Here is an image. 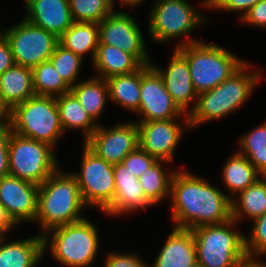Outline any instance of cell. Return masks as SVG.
Masks as SVG:
<instances>
[{"mask_svg": "<svg viewBox=\"0 0 266 267\" xmlns=\"http://www.w3.org/2000/svg\"><path fill=\"white\" fill-rule=\"evenodd\" d=\"M249 69L250 65L244 62L224 82L198 94L196 106L188 115L189 128L221 119L242 106L250 98L261 78V72H250Z\"/></svg>", "mask_w": 266, "mask_h": 267, "instance_id": "cell-3", "label": "cell"}, {"mask_svg": "<svg viewBox=\"0 0 266 267\" xmlns=\"http://www.w3.org/2000/svg\"><path fill=\"white\" fill-rule=\"evenodd\" d=\"M199 177V178H198ZM171 217L174 227L193 230L232 219V203L216 186L187 171H176L171 180Z\"/></svg>", "mask_w": 266, "mask_h": 267, "instance_id": "cell-1", "label": "cell"}, {"mask_svg": "<svg viewBox=\"0 0 266 267\" xmlns=\"http://www.w3.org/2000/svg\"><path fill=\"white\" fill-rule=\"evenodd\" d=\"M53 148L50 144L12 132L9 139L10 175L42 184L60 167Z\"/></svg>", "mask_w": 266, "mask_h": 267, "instance_id": "cell-9", "label": "cell"}, {"mask_svg": "<svg viewBox=\"0 0 266 267\" xmlns=\"http://www.w3.org/2000/svg\"><path fill=\"white\" fill-rule=\"evenodd\" d=\"M196 263L192 230L173 227L152 267H192Z\"/></svg>", "mask_w": 266, "mask_h": 267, "instance_id": "cell-20", "label": "cell"}, {"mask_svg": "<svg viewBox=\"0 0 266 267\" xmlns=\"http://www.w3.org/2000/svg\"><path fill=\"white\" fill-rule=\"evenodd\" d=\"M260 1L261 0H204L200 5L222 11H240L242 13L239 18L240 20L253 6Z\"/></svg>", "mask_w": 266, "mask_h": 267, "instance_id": "cell-37", "label": "cell"}, {"mask_svg": "<svg viewBox=\"0 0 266 267\" xmlns=\"http://www.w3.org/2000/svg\"><path fill=\"white\" fill-rule=\"evenodd\" d=\"M92 64L98 74L96 76L102 79L114 75L130 74L142 66L130 53L107 44H98Z\"/></svg>", "mask_w": 266, "mask_h": 267, "instance_id": "cell-23", "label": "cell"}, {"mask_svg": "<svg viewBox=\"0 0 266 267\" xmlns=\"http://www.w3.org/2000/svg\"><path fill=\"white\" fill-rule=\"evenodd\" d=\"M84 143L106 162L122 163L139 146V128L137 122L119 123L111 128L98 125Z\"/></svg>", "mask_w": 266, "mask_h": 267, "instance_id": "cell-14", "label": "cell"}, {"mask_svg": "<svg viewBox=\"0 0 266 267\" xmlns=\"http://www.w3.org/2000/svg\"><path fill=\"white\" fill-rule=\"evenodd\" d=\"M192 7L186 0H156L150 10L148 35L159 43L186 35L176 48L199 42L187 35L208 19Z\"/></svg>", "mask_w": 266, "mask_h": 267, "instance_id": "cell-8", "label": "cell"}, {"mask_svg": "<svg viewBox=\"0 0 266 267\" xmlns=\"http://www.w3.org/2000/svg\"><path fill=\"white\" fill-rule=\"evenodd\" d=\"M10 125L0 128V179L10 175L9 171V139Z\"/></svg>", "mask_w": 266, "mask_h": 267, "instance_id": "cell-39", "label": "cell"}, {"mask_svg": "<svg viewBox=\"0 0 266 267\" xmlns=\"http://www.w3.org/2000/svg\"><path fill=\"white\" fill-rule=\"evenodd\" d=\"M35 95L60 96L71 92V87L59 75L50 60L32 68Z\"/></svg>", "mask_w": 266, "mask_h": 267, "instance_id": "cell-31", "label": "cell"}, {"mask_svg": "<svg viewBox=\"0 0 266 267\" xmlns=\"http://www.w3.org/2000/svg\"><path fill=\"white\" fill-rule=\"evenodd\" d=\"M164 163L171 164L165 160H157L138 178L146 198L153 205L165 200L166 197L170 198L171 180L175 170L167 173L162 168Z\"/></svg>", "mask_w": 266, "mask_h": 267, "instance_id": "cell-30", "label": "cell"}, {"mask_svg": "<svg viewBox=\"0 0 266 267\" xmlns=\"http://www.w3.org/2000/svg\"><path fill=\"white\" fill-rule=\"evenodd\" d=\"M113 174L115 182L114 200L103 212L109 216H118L153 206L146 198L138 178L123 163L113 164Z\"/></svg>", "mask_w": 266, "mask_h": 267, "instance_id": "cell-18", "label": "cell"}, {"mask_svg": "<svg viewBox=\"0 0 266 267\" xmlns=\"http://www.w3.org/2000/svg\"><path fill=\"white\" fill-rule=\"evenodd\" d=\"M106 81L109 99L117 105L137 113L141 98V67L130 74L111 76Z\"/></svg>", "mask_w": 266, "mask_h": 267, "instance_id": "cell-25", "label": "cell"}, {"mask_svg": "<svg viewBox=\"0 0 266 267\" xmlns=\"http://www.w3.org/2000/svg\"><path fill=\"white\" fill-rule=\"evenodd\" d=\"M192 267H203L202 265H200L199 263H196L194 266Z\"/></svg>", "mask_w": 266, "mask_h": 267, "instance_id": "cell-46", "label": "cell"}, {"mask_svg": "<svg viewBox=\"0 0 266 267\" xmlns=\"http://www.w3.org/2000/svg\"><path fill=\"white\" fill-rule=\"evenodd\" d=\"M222 169V181L226 190L231 192V200L262 177L252 163L238 151L229 157Z\"/></svg>", "mask_w": 266, "mask_h": 267, "instance_id": "cell-24", "label": "cell"}, {"mask_svg": "<svg viewBox=\"0 0 266 267\" xmlns=\"http://www.w3.org/2000/svg\"><path fill=\"white\" fill-rule=\"evenodd\" d=\"M11 131L36 141L55 144L63 135L56 97L34 95L9 111Z\"/></svg>", "mask_w": 266, "mask_h": 267, "instance_id": "cell-5", "label": "cell"}, {"mask_svg": "<svg viewBox=\"0 0 266 267\" xmlns=\"http://www.w3.org/2000/svg\"><path fill=\"white\" fill-rule=\"evenodd\" d=\"M238 267H266V264L259 261L258 259H247L242 262Z\"/></svg>", "mask_w": 266, "mask_h": 267, "instance_id": "cell-44", "label": "cell"}, {"mask_svg": "<svg viewBox=\"0 0 266 267\" xmlns=\"http://www.w3.org/2000/svg\"><path fill=\"white\" fill-rule=\"evenodd\" d=\"M0 238V267H36L45 254L43 236L5 243Z\"/></svg>", "mask_w": 266, "mask_h": 267, "instance_id": "cell-21", "label": "cell"}, {"mask_svg": "<svg viewBox=\"0 0 266 267\" xmlns=\"http://www.w3.org/2000/svg\"><path fill=\"white\" fill-rule=\"evenodd\" d=\"M166 70L151 66L159 73L174 103L189 115L196 106L198 94L194 89L186 59L175 49ZM195 101L191 110L187 109ZM189 110V111H187ZM188 112V113H186Z\"/></svg>", "mask_w": 266, "mask_h": 267, "instance_id": "cell-17", "label": "cell"}, {"mask_svg": "<svg viewBox=\"0 0 266 267\" xmlns=\"http://www.w3.org/2000/svg\"><path fill=\"white\" fill-rule=\"evenodd\" d=\"M14 65L15 61L10 44L5 35L0 32V75Z\"/></svg>", "mask_w": 266, "mask_h": 267, "instance_id": "cell-41", "label": "cell"}, {"mask_svg": "<svg viewBox=\"0 0 266 267\" xmlns=\"http://www.w3.org/2000/svg\"><path fill=\"white\" fill-rule=\"evenodd\" d=\"M34 95L32 68L15 64L0 75V99L9 111Z\"/></svg>", "mask_w": 266, "mask_h": 267, "instance_id": "cell-22", "label": "cell"}, {"mask_svg": "<svg viewBox=\"0 0 266 267\" xmlns=\"http://www.w3.org/2000/svg\"><path fill=\"white\" fill-rule=\"evenodd\" d=\"M236 221L202 225L192 230L197 263L203 267H238L246 261L244 235L234 229Z\"/></svg>", "mask_w": 266, "mask_h": 267, "instance_id": "cell-4", "label": "cell"}, {"mask_svg": "<svg viewBox=\"0 0 266 267\" xmlns=\"http://www.w3.org/2000/svg\"><path fill=\"white\" fill-rule=\"evenodd\" d=\"M138 121L171 120L184 117L174 103L159 73L150 65L141 66V98Z\"/></svg>", "mask_w": 266, "mask_h": 267, "instance_id": "cell-13", "label": "cell"}, {"mask_svg": "<svg viewBox=\"0 0 266 267\" xmlns=\"http://www.w3.org/2000/svg\"><path fill=\"white\" fill-rule=\"evenodd\" d=\"M57 106L60 112V121L63 130H83L85 142L97 129L96 124L82 107L77 97L72 93L56 96Z\"/></svg>", "mask_w": 266, "mask_h": 267, "instance_id": "cell-28", "label": "cell"}, {"mask_svg": "<svg viewBox=\"0 0 266 267\" xmlns=\"http://www.w3.org/2000/svg\"><path fill=\"white\" fill-rule=\"evenodd\" d=\"M157 159L149 155L140 146L130 152L122 161L126 168L139 178Z\"/></svg>", "mask_w": 266, "mask_h": 267, "instance_id": "cell-36", "label": "cell"}, {"mask_svg": "<svg viewBox=\"0 0 266 267\" xmlns=\"http://www.w3.org/2000/svg\"><path fill=\"white\" fill-rule=\"evenodd\" d=\"M59 44L84 58L91 52L92 62L99 44L98 23L74 22L59 38Z\"/></svg>", "mask_w": 266, "mask_h": 267, "instance_id": "cell-26", "label": "cell"}, {"mask_svg": "<svg viewBox=\"0 0 266 267\" xmlns=\"http://www.w3.org/2000/svg\"><path fill=\"white\" fill-rule=\"evenodd\" d=\"M38 187L11 175L0 179V203L17 226L23 221L35 223Z\"/></svg>", "mask_w": 266, "mask_h": 267, "instance_id": "cell-16", "label": "cell"}, {"mask_svg": "<svg viewBox=\"0 0 266 267\" xmlns=\"http://www.w3.org/2000/svg\"><path fill=\"white\" fill-rule=\"evenodd\" d=\"M250 236H244V247L248 259L266 255V213L253 220ZM260 255V256H259Z\"/></svg>", "mask_w": 266, "mask_h": 267, "instance_id": "cell-35", "label": "cell"}, {"mask_svg": "<svg viewBox=\"0 0 266 267\" xmlns=\"http://www.w3.org/2000/svg\"><path fill=\"white\" fill-rule=\"evenodd\" d=\"M1 32L7 38L16 65L33 68L48 61L58 38L25 18Z\"/></svg>", "mask_w": 266, "mask_h": 267, "instance_id": "cell-11", "label": "cell"}, {"mask_svg": "<svg viewBox=\"0 0 266 267\" xmlns=\"http://www.w3.org/2000/svg\"><path fill=\"white\" fill-rule=\"evenodd\" d=\"M42 236L44 251L50 240L52 256L64 266L92 267L99 249L98 231L92 222L83 219L53 228Z\"/></svg>", "mask_w": 266, "mask_h": 267, "instance_id": "cell-7", "label": "cell"}, {"mask_svg": "<svg viewBox=\"0 0 266 267\" xmlns=\"http://www.w3.org/2000/svg\"><path fill=\"white\" fill-rule=\"evenodd\" d=\"M184 118H182L185 121L184 125L178 124L179 118L138 121L139 146L157 160L173 162V157L184 129L186 127L189 128V116L186 115Z\"/></svg>", "mask_w": 266, "mask_h": 267, "instance_id": "cell-15", "label": "cell"}, {"mask_svg": "<svg viewBox=\"0 0 266 267\" xmlns=\"http://www.w3.org/2000/svg\"><path fill=\"white\" fill-rule=\"evenodd\" d=\"M49 60L70 87L77 84L75 81L78 80L83 61L80 56L58 43Z\"/></svg>", "mask_w": 266, "mask_h": 267, "instance_id": "cell-34", "label": "cell"}, {"mask_svg": "<svg viewBox=\"0 0 266 267\" xmlns=\"http://www.w3.org/2000/svg\"><path fill=\"white\" fill-rule=\"evenodd\" d=\"M58 168L38 187L37 214L35 223L42 228L41 235L49 230L79 222V214L87 207L81 197L79 185L72 172Z\"/></svg>", "mask_w": 266, "mask_h": 267, "instance_id": "cell-2", "label": "cell"}, {"mask_svg": "<svg viewBox=\"0 0 266 267\" xmlns=\"http://www.w3.org/2000/svg\"><path fill=\"white\" fill-rule=\"evenodd\" d=\"M122 6L128 5V6H136L137 4L140 5V3L144 2V0H120Z\"/></svg>", "mask_w": 266, "mask_h": 267, "instance_id": "cell-45", "label": "cell"}, {"mask_svg": "<svg viewBox=\"0 0 266 267\" xmlns=\"http://www.w3.org/2000/svg\"><path fill=\"white\" fill-rule=\"evenodd\" d=\"M232 219L236 222L246 216L256 219L266 213V176L260 177L232 200Z\"/></svg>", "mask_w": 266, "mask_h": 267, "instance_id": "cell-27", "label": "cell"}, {"mask_svg": "<svg viewBox=\"0 0 266 267\" xmlns=\"http://www.w3.org/2000/svg\"><path fill=\"white\" fill-rule=\"evenodd\" d=\"M71 92L96 123V120L103 113L106 101L109 99L106 79L95 76L89 80L80 81L71 87Z\"/></svg>", "mask_w": 266, "mask_h": 267, "instance_id": "cell-29", "label": "cell"}, {"mask_svg": "<svg viewBox=\"0 0 266 267\" xmlns=\"http://www.w3.org/2000/svg\"><path fill=\"white\" fill-rule=\"evenodd\" d=\"M187 61L197 94L228 79L245 61L217 44L199 41L175 48Z\"/></svg>", "mask_w": 266, "mask_h": 267, "instance_id": "cell-6", "label": "cell"}, {"mask_svg": "<svg viewBox=\"0 0 266 267\" xmlns=\"http://www.w3.org/2000/svg\"><path fill=\"white\" fill-rule=\"evenodd\" d=\"M25 19L59 38L73 23L69 0H24Z\"/></svg>", "mask_w": 266, "mask_h": 267, "instance_id": "cell-19", "label": "cell"}, {"mask_svg": "<svg viewBox=\"0 0 266 267\" xmlns=\"http://www.w3.org/2000/svg\"><path fill=\"white\" fill-rule=\"evenodd\" d=\"M8 125H9V110L2 103H0V128L6 127Z\"/></svg>", "mask_w": 266, "mask_h": 267, "instance_id": "cell-43", "label": "cell"}, {"mask_svg": "<svg viewBox=\"0 0 266 267\" xmlns=\"http://www.w3.org/2000/svg\"><path fill=\"white\" fill-rule=\"evenodd\" d=\"M237 151L244 155L262 175L266 176V122L241 136Z\"/></svg>", "mask_w": 266, "mask_h": 267, "instance_id": "cell-32", "label": "cell"}, {"mask_svg": "<svg viewBox=\"0 0 266 267\" xmlns=\"http://www.w3.org/2000/svg\"><path fill=\"white\" fill-rule=\"evenodd\" d=\"M16 226L14 221L7 214L6 209L0 203V237H5L7 232L15 229L14 227Z\"/></svg>", "mask_w": 266, "mask_h": 267, "instance_id": "cell-42", "label": "cell"}, {"mask_svg": "<svg viewBox=\"0 0 266 267\" xmlns=\"http://www.w3.org/2000/svg\"><path fill=\"white\" fill-rule=\"evenodd\" d=\"M99 27V44L113 45L133 55L142 65H150L142 30L127 12L113 11Z\"/></svg>", "mask_w": 266, "mask_h": 267, "instance_id": "cell-12", "label": "cell"}, {"mask_svg": "<svg viewBox=\"0 0 266 267\" xmlns=\"http://www.w3.org/2000/svg\"><path fill=\"white\" fill-rule=\"evenodd\" d=\"M115 0H69L74 22L100 23L115 9Z\"/></svg>", "mask_w": 266, "mask_h": 267, "instance_id": "cell-33", "label": "cell"}, {"mask_svg": "<svg viewBox=\"0 0 266 267\" xmlns=\"http://www.w3.org/2000/svg\"><path fill=\"white\" fill-rule=\"evenodd\" d=\"M104 265V267H149V265L136 254L125 255L117 252H109Z\"/></svg>", "mask_w": 266, "mask_h": 267, "instance_id": "cell-38", "label": "cell"}, {"mask_svg": "<svg viewBox=\"0 0 266 267\" xmlns=\"http://www.w3.org/2000/svg\"><path fill=\"white\" fill-rule=\"evenodd\" d=\"M83 146L81 171L72 174L77 180L84 204L104 211L115 196L113 164L106 162L85 143Z\"/></svg>", "mask_w": 266, "mask_h": 267, "instance_id": "cell-10", "label": "cell"}, {"mask_svg": "<svg viewBox=\"0 0 266 267\" xmlns=\"http://www.w3.org/2000/svg\"><path fill=\"white\" fill-rule=\"evenodd\" d=\"M240 20L251 26L266 28V0L258 2Z\"/></svg>", "mask_w": 266, "mask_h": 267, "instance_id": "cell-40", "label": "cell"}]
</instances>
